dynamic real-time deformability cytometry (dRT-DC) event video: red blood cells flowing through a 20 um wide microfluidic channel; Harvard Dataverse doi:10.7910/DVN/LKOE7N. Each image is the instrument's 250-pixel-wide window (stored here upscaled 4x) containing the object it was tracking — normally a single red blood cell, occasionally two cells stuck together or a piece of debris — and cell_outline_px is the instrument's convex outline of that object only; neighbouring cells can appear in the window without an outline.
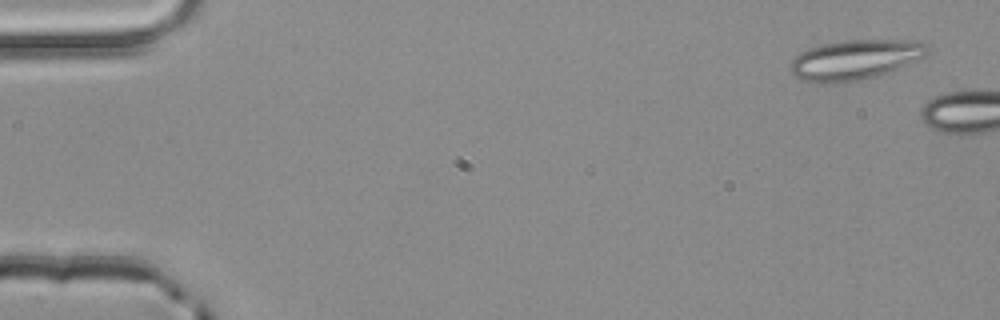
{"species": "common noctule bat (a hibernating species)", "species_latin": "Nyctalus noctula", "temperature_condition": "room temperature", "stored_images_in_passage": 2, "camera_frame_rate_fps": 3000, "um_per_image_px": 0.085, "animal": {"sex": "male", "body_mass_g": 20.4}, "frame": {"image": 1, "passage_image": 1, "time_ms": 0.0, "image_size_px": [1000, 320], "cell_outline_px": [[928, 52], [924, 56], [916, 60], [888, 72], [876, 76], [860, 80], [840, 84], [820, 84], [800, 80], [792, 72], [792, 60], [800, 52], [808, 48], [824, 44], [844, 40], [920, 40], [928, 48]], "centroid_in_image_um": [72.65, 5.09], "position_along_channel_um": 12.3, "area_um2": 31.91}}